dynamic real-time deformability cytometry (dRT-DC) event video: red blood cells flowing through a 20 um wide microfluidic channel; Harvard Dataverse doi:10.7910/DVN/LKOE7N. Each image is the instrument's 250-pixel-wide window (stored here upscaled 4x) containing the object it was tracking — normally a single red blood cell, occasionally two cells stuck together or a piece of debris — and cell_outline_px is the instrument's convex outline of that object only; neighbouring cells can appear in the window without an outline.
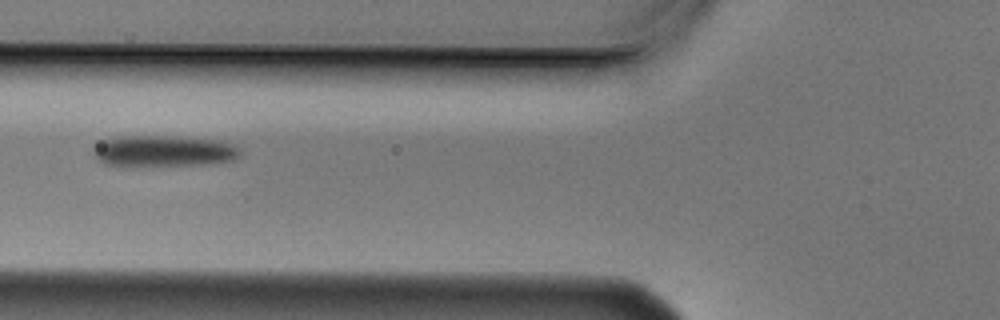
{"species": "Egyptian fruit bat (a non-hibernating species)", "species_latin": "Rousettus aegyptiacus", "temperature_condition": "cold", "stored_images_in_passage": 2, "camera_frame_rate_fps": 3000, "um_per_image_px": 0.085, "animal": {"sex": "male"}, "frame": {"image": 1, "passage_image": 2, "time_ms": 0.333, "image_size_px": [1000, 320], "cell_outline_px": [[240, 156], [236, 160], [204, 164], [132, 168], [104, 164], [96, 156], [96, 144], [100, 140], [120, 136], [164, 136], [220, 140], [232, 144], [240, 148]], "centroid_in_image_um": [13.91, 12.87], "position_along_channel_um": 111.9, "area_um2": 27.34}}